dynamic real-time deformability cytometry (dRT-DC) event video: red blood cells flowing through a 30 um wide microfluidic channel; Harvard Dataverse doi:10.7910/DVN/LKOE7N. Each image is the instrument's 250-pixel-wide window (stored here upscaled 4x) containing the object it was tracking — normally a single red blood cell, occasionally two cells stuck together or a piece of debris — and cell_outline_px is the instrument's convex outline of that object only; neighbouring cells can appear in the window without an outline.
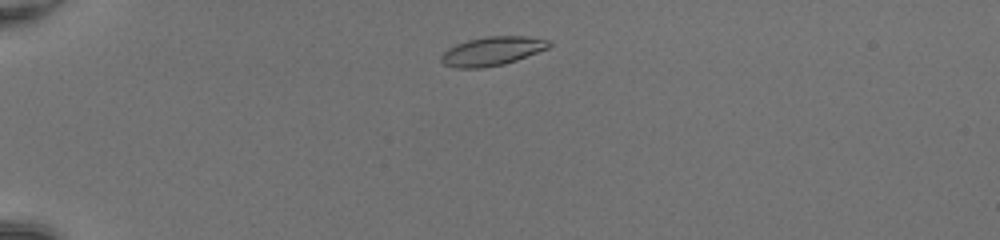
{"species": "common noctule bat (a hibernating species)", "species_latin": "Nyctalus noctula", "temperature_condition": "room temperature", "stored_images_in_passage": 41, "camera_frame_rate_fps": 3000, "um_per_image_px": 0.085, "animal": {"sex": "female", "body_mass_g": 20.0, "forearm_length_mm": 54.0}, "frame": {"image": 1, "passage_image": 4, "time_ms": 1.0, "image_size_px": [1000, 240], "cell_outline_px": [[552, 44], [548, 48], [516, 60], [504, 64], [484, 68], [456, 68], [444, 64], [440, 60], [440, 56], [448, 48], [456, 44], [468, 40], [488, 36], [524, 36], [552, 40]], "centroid_in_image_um": [41.84, 4.34], "position_along_channel_um": 43.2, "area_um2": 18.15}}
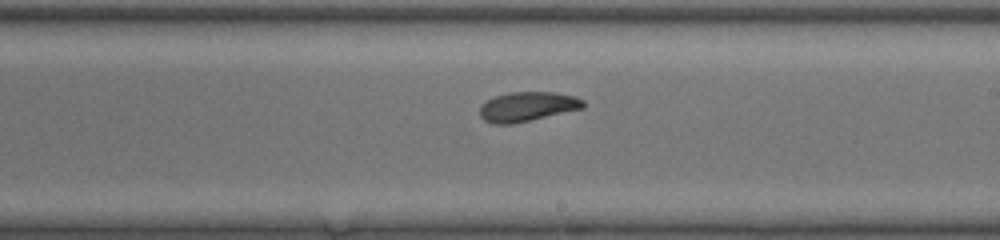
{"frame": {"image": 2, "passage_image": 22, "time_ms": 7.0, "image_size_px": [1000, 240], "cell_outline_px": [[584, 108], [512, 124], [492, 124], [484, 120], [480, 116], [480, 104], [496, 96], [508, 92], [552, 92], [576, 96], [584, 100]], "centroid_in_image_um": [44.82, 9.06], "position_along_channel_um": 244.2, "area_um2": 17.8}}
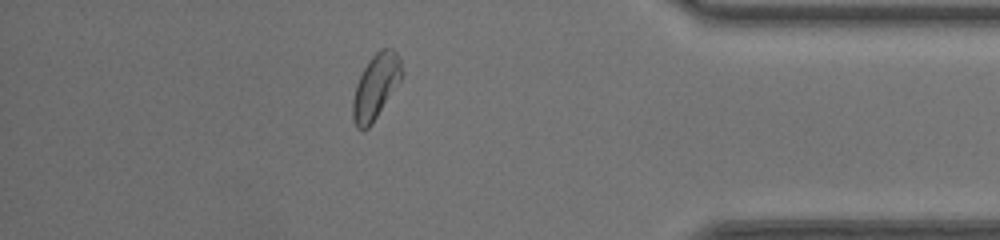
{"frame": {"image": 3, "passage_image": 35, "time_ms": 11.333, "image_size_px": [1000, 240], "cell_outline_px": [[404, 72], [400, 80], [372, 124], [368, 128], [356, 128], [352, 120], [352, 100], [356, 84], [368, 60], [380, 48], [392, 48], [400, 56]], "centroid_in_image_um": [31.94, 7.33], "position_along_channel_um": 403.3, "area_um2": 18.55}, "authors_computed_cell_mechanics": {"area_um2": 18.3226, "velocity_mm_per_s": 4.24, "shape_relaxation_time_tau1_ms": 3.3055, "shape_relaxation_time_tau2_ms": 2.1307, "deformation_change_tau1": 0.1373, "deformation_change_tau2": 0.0691}}